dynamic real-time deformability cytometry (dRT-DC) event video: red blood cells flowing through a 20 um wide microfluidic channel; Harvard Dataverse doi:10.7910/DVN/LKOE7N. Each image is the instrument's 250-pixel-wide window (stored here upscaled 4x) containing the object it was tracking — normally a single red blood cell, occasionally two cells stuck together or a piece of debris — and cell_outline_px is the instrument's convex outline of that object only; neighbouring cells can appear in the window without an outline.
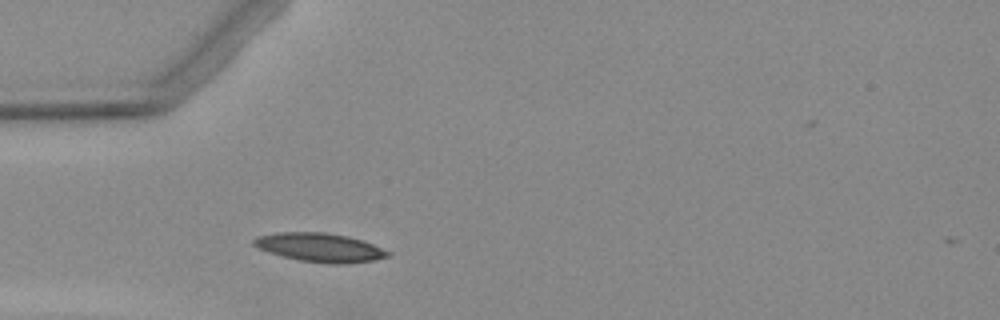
{"species": "Egyptian fruit bat (a non-hibernating species)", "species_latin": "Rousettus aegyptiacus", "temperature_condition": "warm", "stored_images_in_passage": 2, "camera_frame_rate_fps": 3000, "um_per_image_px": 0.085, "animal": {"sex": "female"}, "frame": {"image": 1, "passage_image": 2, "time_ms": 1.0, "image_size_px": [1000, 320], "cell_outline_px": [[392, 256], [372, 260], [344, 264], [336, 264], [300, 260], [268, 252], [252, 244], [252, 240], [256, 236], [276, 232], [324, 232], [348, 236], [364, 240], [392, 252]], "centroid_in_image_um": [27.22, 21.02], "position_along_channel_um": 57.8, "area_um2": 22.54}}